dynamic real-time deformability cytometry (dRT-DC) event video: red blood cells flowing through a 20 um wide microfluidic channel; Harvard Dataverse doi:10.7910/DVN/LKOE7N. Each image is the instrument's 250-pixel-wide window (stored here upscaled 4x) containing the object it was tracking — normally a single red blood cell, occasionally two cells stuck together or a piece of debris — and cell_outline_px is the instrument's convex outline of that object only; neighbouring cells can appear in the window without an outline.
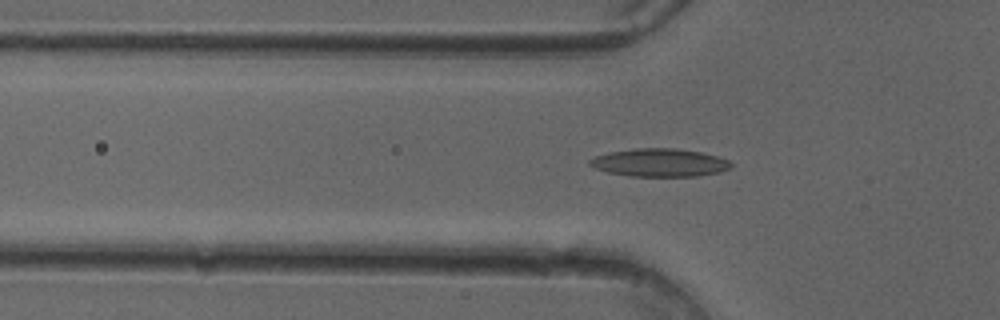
{"species": "common noctule bat (a hibernating species)", "species_latin": "Nyctalus noctula", "temperature_condition": "cold", "stored_images_in_passage": 48, "camera_frame_rate_fps": 3000, "um_per_image_px": 0.085, "animal": {"sex": "female"}, "frame": {"image": 1, "passage_image": 17, "time_ms": 5.333, "image_size_px": [1000, 320], "cell_outline_px": [[732, 168], [720, 172], [696, 176], [628, 176], [608, 172], [596, 168], [588, 164], [588, 160], [596, 156], [608, 152], [636, 148], [676, 148], [700, 152], [716, 156], [728, 160], [732, 164]], "centroid_in_image_um": [56.06, 13.82], "position_along_channel_um": 69.7, "area_um2": 23.06}}
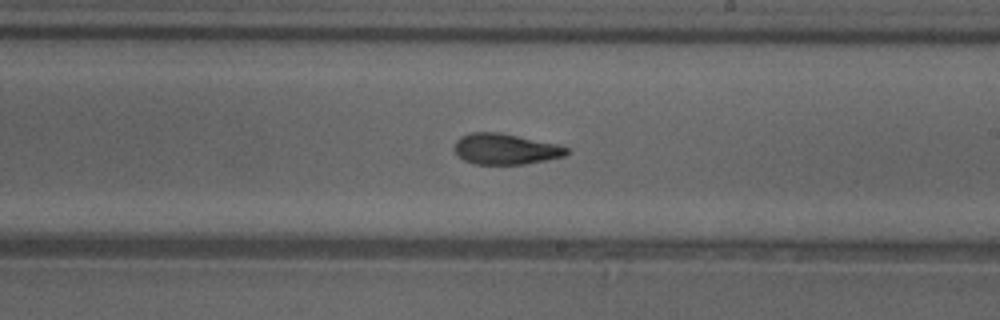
{"frame": {"image": 2, "passage_image": 30, "time_ms": 9.667, "image_size_px": [1000, 320], "cell_outline_px": [[568, 152], [564, 156], [524, 164], [472, 164], [464, 160], [452, 148], [456, 140], [460, 136], [468, 132], [500, 132], [560, 144], [568, 148]], "centroid_in_image_um": [42.93, 12.65], "position_along_channel_um": 246.1, "area_um2": 20.35}}
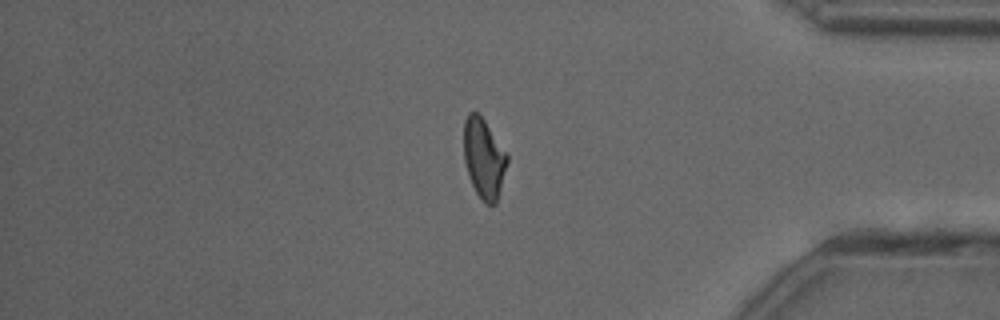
{"frame": {"image": 3, "passage_image": 43, "time_ms": 14.0, "image_size_px": [1000, 320], "cell_outline_px": [[508, 160], [496, 204], [484, 204], [476, 192], [468, 176], [464, 160], [464, 120], [468, 112], [476, 112], [484, 120], [508, 152]], "centroid_in_image_um": [41.13, 13.45], "position_along_channel_um": 394.1, "area_um2": 20.29}}